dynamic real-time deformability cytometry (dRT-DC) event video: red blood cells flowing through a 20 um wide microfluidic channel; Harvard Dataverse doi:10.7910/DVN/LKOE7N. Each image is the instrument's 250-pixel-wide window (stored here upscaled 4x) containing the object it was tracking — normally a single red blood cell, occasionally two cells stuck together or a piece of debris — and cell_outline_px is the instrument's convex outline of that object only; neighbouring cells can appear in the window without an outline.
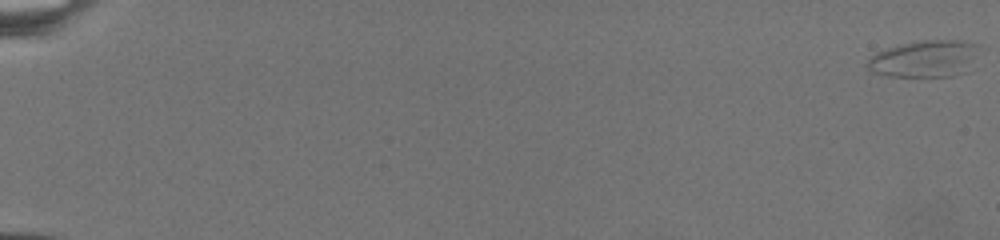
{"species": "common noctule bat (a hibernating species)", "species_latin": "Nyctalus noctula", "temperature_condition": "warm", "stored_images_in_passage": 74, "camera_frame_rate_fps": 3000, "um_per_image_px": 0.085, "animal": {"sex": "female", "body_mass_g": 19.5, "forearm_length_mm": 54.1}, "frame": {"image": 1, "passage_image": 1, "time_ms": 0.0, "image_size_px": [1000, 240], "cell_outline_px": [[976, 44], [964, 72], [948, 76], [888, 76], [872, 72], [868, 68], [868, 60], [876, 52], [888, 48], [904, 44], [924, 40], [952, 40]], "centroid_in_image_um": [78.45, 5.0], "position_along_channel_um": 6.6, "area_um2": 22.77}}
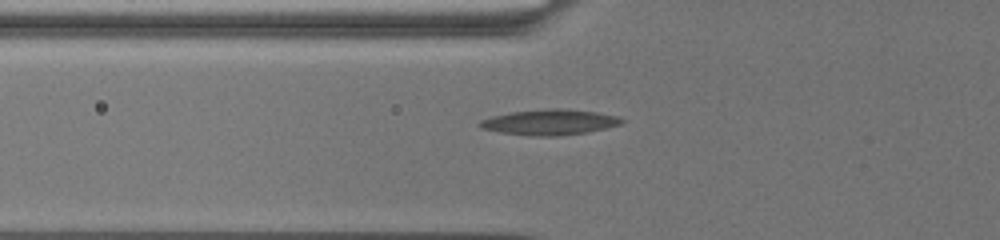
{"frame": {"image": 2, "passage_image": 44, "time_ms": 11.0, "image_size_px": [1000, 240], "cell_outline_px": [[624, 120], [620, 124], [588, 132], [556, 136], [528, 136], [500, 132], [480, 128], [476, 124], [480, 120], [492, 116], [512, 112], [548, 108], [556, 108], [596, 112], [616, 116]], "centroid_in_image_um": [46.65, 10.39], "position_along_channel_um": 79.1, "area_um2": 20.98}}
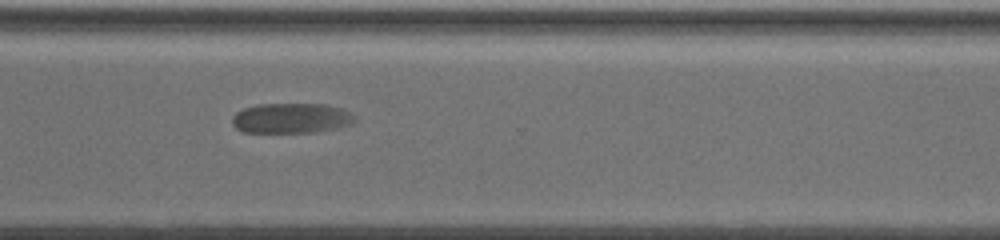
{"frame": {"image": 3, "passage_image": 73, "time_ms": 20.667, "image_size_px": [1000, 240], "cell_outline_px": [[356, 120], [352, 124], [336, 128], [316, 132], [244, 132], [236, 128], [232, 124], [232, 116], [236, 112], [244, 108], [260, 104], [324, 104], [340, 108], [356, 116]], "centroid_in_image_um": [24.75, 10.05], "position_along_channel_um": 345.8, "area_um2": 21.5}}